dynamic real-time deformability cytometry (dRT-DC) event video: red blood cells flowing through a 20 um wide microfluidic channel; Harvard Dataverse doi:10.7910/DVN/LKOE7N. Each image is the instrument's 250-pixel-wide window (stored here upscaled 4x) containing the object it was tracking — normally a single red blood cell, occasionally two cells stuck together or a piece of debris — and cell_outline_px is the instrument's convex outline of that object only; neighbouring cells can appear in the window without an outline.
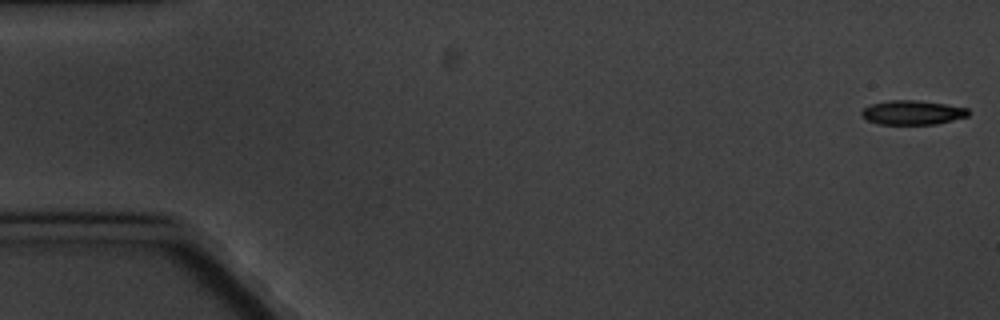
{"species": "common noctule bat (a hibernating species)", "species_latin": "Nyctalus noctula", "temperature_condition": "cold", "stored_images_in_passage": 3, "camera_frame_rate_fps": 3000, "um_per_image_px": 0.085, "animal": {"sex": "male", "body_mass_g": 20.1, "forearm_length_mm": 53.5}, "frame": {"image": 1, "passage_image": 1, "time_ms": 0.0, "image_size_px": [1000, 320], "cell_outline_px": [[968, 116], [936, 124], [880, 124], [868, 120], [860, 116], [860, 112], [864, 108], [872, 104], [888, 100], [916, 100], [944, 104], [968, 108]], "centroid_in_image_um": [77.52, 9.56], "position_along_channel_um": 7.5, "area_um2": 14.97}}